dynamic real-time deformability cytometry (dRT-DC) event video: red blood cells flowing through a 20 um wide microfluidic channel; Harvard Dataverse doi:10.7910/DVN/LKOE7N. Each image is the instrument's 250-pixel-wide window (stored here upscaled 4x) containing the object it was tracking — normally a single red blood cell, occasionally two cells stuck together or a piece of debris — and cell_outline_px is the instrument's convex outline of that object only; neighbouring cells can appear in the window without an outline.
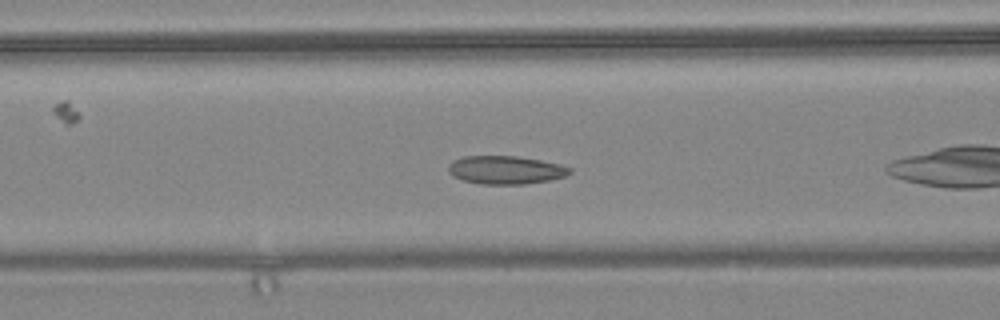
{"species": "common noctule bat (a hibernating species)", "species_latin": "Nyctalus noctula", "temperature_condition": "warm", "stored_images_in_passage": 42, "camera_frame_rate_fps": 3000, "um_per_image_px": 0.085, "animal": {"sex": "female", "body_mass_g": 24.6, "forearm_length_mm": 56.2}, "frame": {"image": 1, "passage_image": 7, "time_ms": 2.0, "image_size_px": [1000, 320], "cell_outline_px": [[572, 172], [564, 176], [548, 180], [524, 184], [480, 184], [464, 180], [452, 176], [448, 172], [448, 168], [452, 160], [464, 156], [516, 156], [540, 160], [560, 164], [572, 168]], "centroid_in_image_um": [42.96, 14.44], "position_along_channel_um": 123.6, "area_um2": 19.94}}
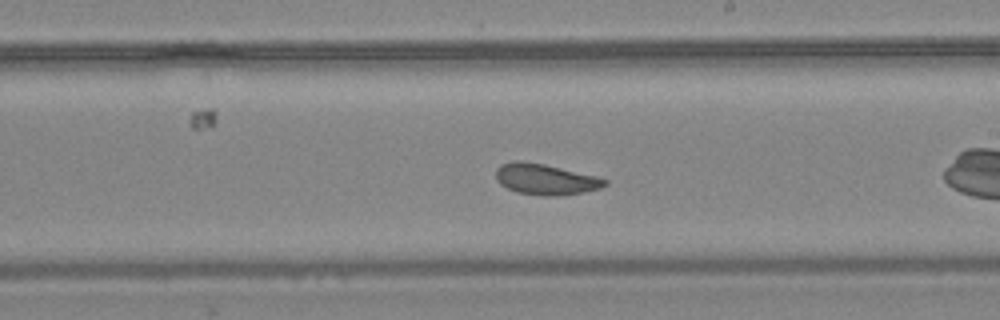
{"frame": {"image": 2, "passage_image": 17, "time_ms": 5.333, "image_size_px": [1000, 320], "cell_outline_px": [[608, 184], [600, 188], [584, 192], [556, 196], [544, 196], [516, 192], [500, 184], [496, 180], [496, 168], [500, 164], [516, 160], [520, 160], [544, 164], [596, 176], [608, 180]], "centroid_in_image_um": [46.35, 15.24], "position_along_channel_um": 242.7, "area_um2": 19.65}}
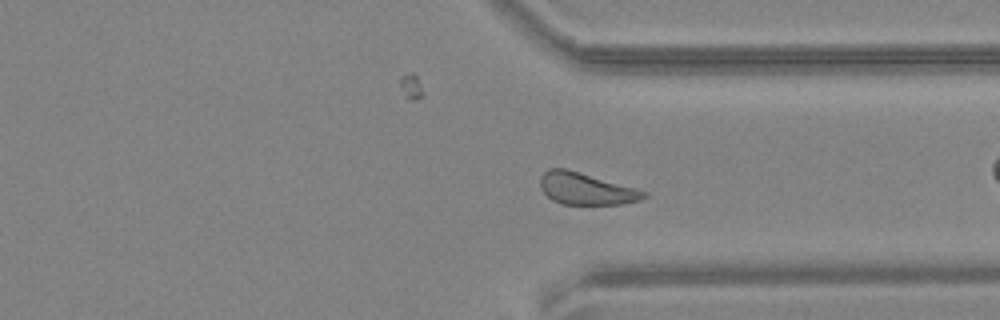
{"frame": {"image": 3, "passage_image": 27, "time_ms": 8.667, "image_size_px": [1000, 320], "cell_outline_px": [[648, 196], [640, 200], [620, 204], [564, 204], [552, 200], [540, 188], [540, 176], [548, 168], [564, 168], [636, 188], [648, 192]], "centroid_in_image_um": [49.81, 16.04], "position_along_channel_um": 361.6, "area_um2": 19.07}, "authors_computed_cell_mechanics": {"area_um2": 19.7676, "velocity_mm_per_s": 3.57, "shape_relaxation_time_tau1_ms": 2.8274, "shape_relaxation_time_tau2_ms": 8.5027, "deformation_change_tau1": 0.067, "deformation_change_tau2": 0.1196}}